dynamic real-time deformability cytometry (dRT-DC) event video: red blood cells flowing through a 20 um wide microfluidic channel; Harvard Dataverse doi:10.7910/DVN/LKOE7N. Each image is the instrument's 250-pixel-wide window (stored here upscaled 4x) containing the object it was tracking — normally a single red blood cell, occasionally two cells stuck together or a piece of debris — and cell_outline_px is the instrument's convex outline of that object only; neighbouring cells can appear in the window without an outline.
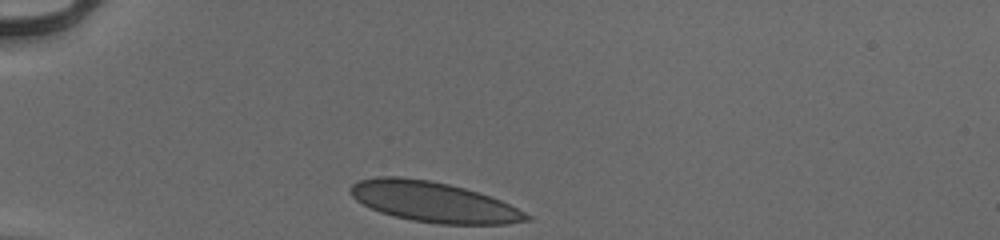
{"species": "human", "species_latin": "Homo sapiens", "temperature_condition": "cold", "stored_images_in_passage": 30, "camera_frame_rate_fps": 3000, "um_per_image_px": 0.085, "donor": {"sex": "male"}, "frame": {"image": 1, "passage_image": 1, "time_ms": 0.0, "image_size_px": [1000, 240], "cell_outline_px": [[532, 220], [508, 224], [440, 224], [412, 220], [392, 216], [380, 212], [356, 200], [348, 192], [348, 188], [352, 184], [360, 180], [380, 176], [400, 176], [432, 180], [464, 188], [500, 200], [532, 216]], "centroid_in_image_um": [36.82, 17.16], "position_along_channel_um": 48.2, "area_um2": 41.27}}
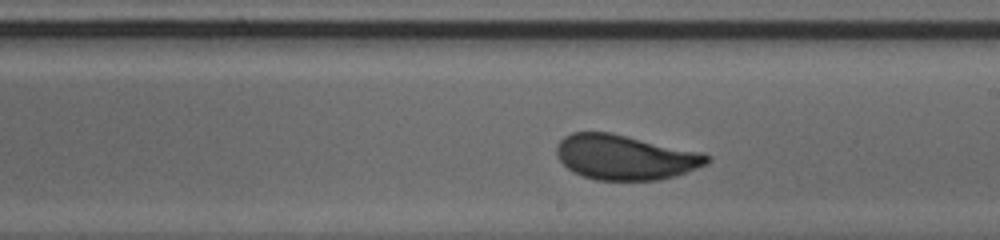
{"frame": {"image": 2, "passage_image": 18, "time_ms": 5.667, "image_size_px": [1000, 240], "cell_outline_px": [[712, 160], [708, 164], [676, 176], [660, 180], [596, 180], [572, 172], [556, 156], [556, 144], [564, 136], [572, 132], [612, 132], [700, 152], [712, 156]], "centroid_in_image_um": [53.14, 13.36], "position_along_channel_um": 235.9, "area_um2": 39.65}}
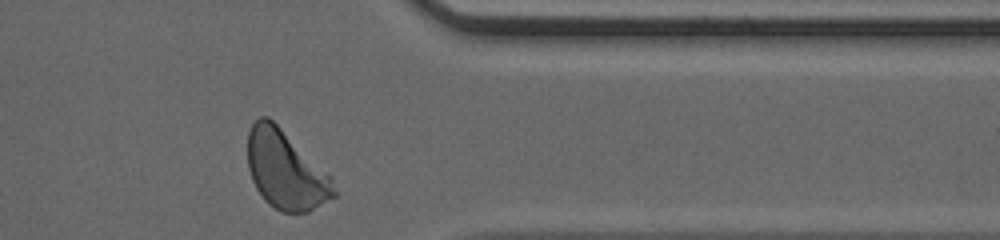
{"frame": {"image": 3, "passage_image": 30, "time_ms": 9.667, "image_size_px": [1000, 240], "cell_outline_px": [[336, 196], [308, 212], [280, 212], [268, 204], [264, 200], [256, 188], [252, 180], [248, 168], [248, 132], [252, 124], [260, 116], [268, 116], [332, 176], [336, 192]], "centroid_in_image_um": [24.28, 14.47], "position_along_channel_um": 387.1, "area_um2": 39.42}, "authors_computed_cell_mechanics": {"area_um2": 39.7375, "velocity_mm_per_s": 3.9274, "shape_relaxation_time_tau1_ms": 3.4539, "shape_relaxation_time_tau2_ms": null, "deformation_change_tau1": 0.126, "deformation_change_tau2": null}}